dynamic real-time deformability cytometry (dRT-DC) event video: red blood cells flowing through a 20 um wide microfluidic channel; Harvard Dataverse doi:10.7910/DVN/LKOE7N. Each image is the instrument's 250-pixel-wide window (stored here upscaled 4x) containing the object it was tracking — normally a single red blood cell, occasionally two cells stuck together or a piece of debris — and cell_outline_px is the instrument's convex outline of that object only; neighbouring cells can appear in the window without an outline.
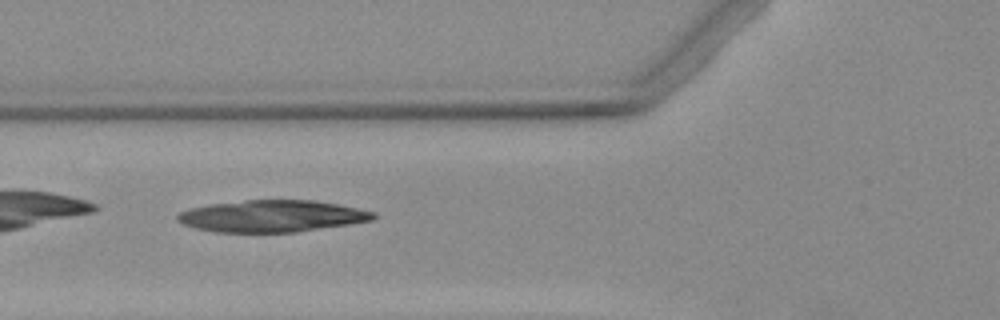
{"species": "Egyptian fruit bat (a non-hibernating species)", "species_latin": "Rousettus aegyptiacus", "temperature_condition": "warm", "stored_images_in_passage": 4, "camera_frame_rate_fps": 3000, "um_per_image_px": 0.085, "animal": {"sex": "female"}, "frame": {"image": 1, "passage_image": 3, "time_ms": 7.0, "image_size_px": [1000, 320], "cell_outline_px": [[376, 216], [372, 220], [348, 224], [296, 232], [212, 232], [196, 228], [184, 224], [176, 220], [176, 216], [180, 212], [192, 208], [212, 204], [244, 200], [312, 200], [336, 204], [376, 212]], "centroid_in_image_um": [23.1, 18.37], "position_along_channel_um": 102.7, "area_um2": 36.01}}